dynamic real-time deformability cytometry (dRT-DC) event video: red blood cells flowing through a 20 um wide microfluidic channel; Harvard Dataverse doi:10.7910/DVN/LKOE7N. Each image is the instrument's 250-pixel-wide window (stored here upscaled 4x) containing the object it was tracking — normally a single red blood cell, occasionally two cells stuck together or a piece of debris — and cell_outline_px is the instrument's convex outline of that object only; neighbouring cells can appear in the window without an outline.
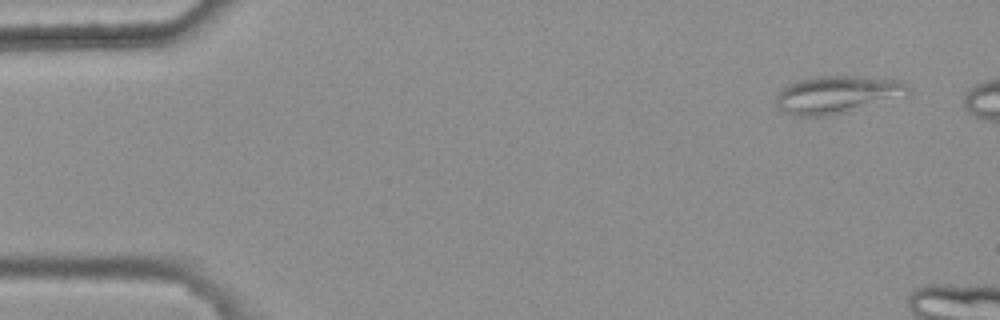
{"species": "common noctule bat (a hibernating species)", "species_latin": "Nyctalus noctula", "temperature_condition": "warm", "stored_images_in_passage": 3, "camera_frame_rate_fps": 3000, "um_per_image_px": 0.085, "animal": {"sex": "female", "body_mass_g": 25.1}, "frame": {"image": 1, "passage_image": 1, "time_ms": 0.0, "image_size_px": [1000, 320], "cell_outline_px": [[912, 92], [844, 112], [828, 116], [792, 116], [784, 112], [776, 104], [776, 96], [784, 88], [796, 80], [816, 76], [856, 76], [900, 80]], "centroid_in_image_um": [71.07, 8.03], "position_along_channel_um": 13.9, "area_um2": 28.21}}